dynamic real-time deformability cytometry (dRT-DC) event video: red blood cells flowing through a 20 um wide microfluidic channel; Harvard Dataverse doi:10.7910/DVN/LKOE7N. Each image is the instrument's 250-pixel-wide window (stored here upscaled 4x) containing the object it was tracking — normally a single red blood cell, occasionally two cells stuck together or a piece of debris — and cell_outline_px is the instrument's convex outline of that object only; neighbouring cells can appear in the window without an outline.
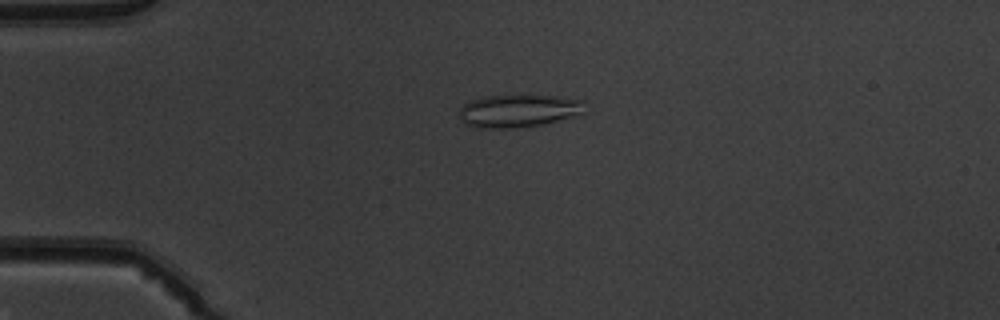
{"species": "common noctule bat (a hibernating species)", "species_latin": "Nyctalus noctula", "temperature_condition": "warm", "stored_images_in_passage": 40, "camera_frame_rate_fps": 3000, "um_per_image_px": 0.085, "animal": {"sex": "male", "body_mass_g": 19.5, "forearm_length_mm": 54.6}, "frame": {"image": 1, "passage_image": 1, "time_ms": 0.0, "image_size_px": [1000, 320], "cell_outline_px": [[584, 100], [580, 116], [540, 124], [516, 128], [480, 128], [464, 124], [460, 120], [460, 108], [464, 104], [472, 100], [484, 96], [556, 96]], "centroid_in_image_um": [44.05, 9.43], "position_along_channel_um": 40.9, "area_um2": 23.81}}
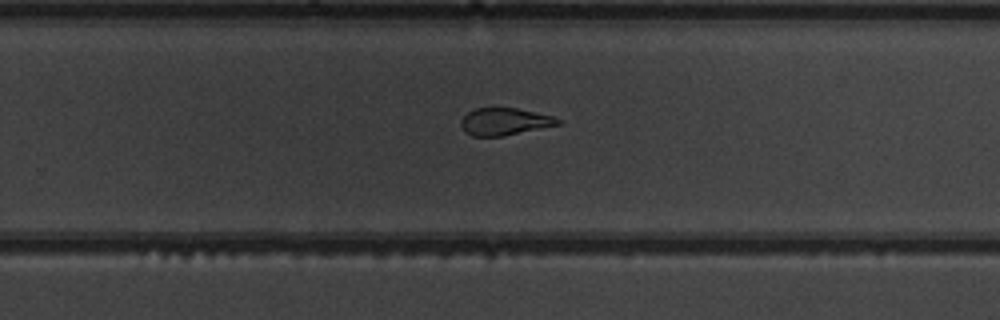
{"frame": {"image": 2, "passage_image": 22, "time_ms": 7.0, "image_size_px": [1000, 320], "cell_outline_px": [[564, 120], [560, 124], [504, 136], [472, 136], [464, 132], [460, 124], [460, 120], [468, 112], [476, 108], [516, 108], [552, 116]], "centroid_in_image_um": [42.87, 10.34], "position_along_channel_um": 286.9, "area_um2": 15.37}}
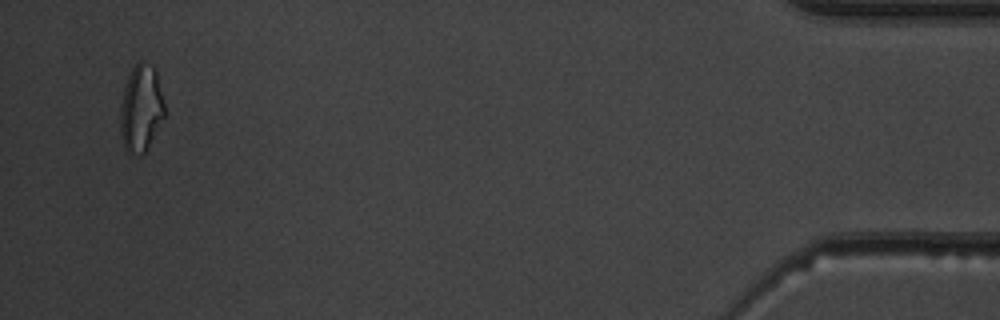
{"frame": {"image": 3, "passage_image": 38, "time_ms": 12.333, "image_size_px": [1000, 320], "cell_outline_px": [[164, 116], [148, 148], [140, 156], [128, 152], [124, 148], [120, 136], [120, 108], [124, 88], [128, 76], [132, 68], [140, 60], [144, 60], [152, 64], [156, 68], [164, 104]], "centroid_in_image_um": [11.98, 9.2], "position_along_channel_um": 423.2, "area_um2": 22.66}, "authors_computed_cell_mechanics": {"area_um2": 17.1088, "velocity_mm_per_s": 3.9758, "shape_relaxation_time_tau1_ms": null, "shape_relaxation_time_tau2_ms": 2.185, "deformation_change_tau1": null, "deformation_change_tau2": 0.1196}}